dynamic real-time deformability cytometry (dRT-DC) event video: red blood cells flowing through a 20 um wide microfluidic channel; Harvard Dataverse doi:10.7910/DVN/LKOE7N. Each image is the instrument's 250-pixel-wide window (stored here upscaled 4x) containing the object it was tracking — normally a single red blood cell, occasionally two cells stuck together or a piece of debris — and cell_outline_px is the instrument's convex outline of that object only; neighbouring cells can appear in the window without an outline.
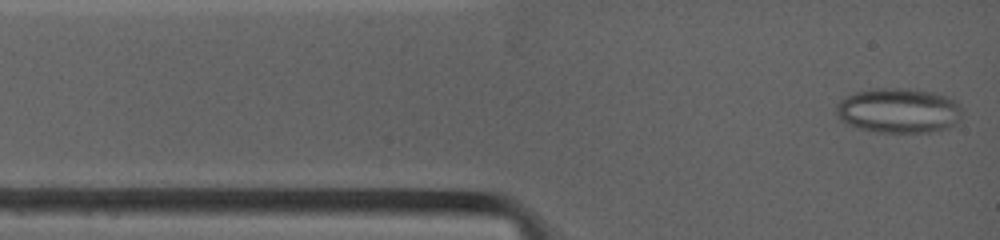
{"species": "common noctule bat (a hibernating species)", "species_latin": "Nyctalus noctula", "temperature_condition": "warm", "stored_images_in_passage": 41, "camera_frame_rate_fps": 4500, "um_per_image_px": 0.085, "animal": {"sex": "female", "body_mass_g": 19.0, "forearm_length_mm": 53.3}, "frame": {"image": 1, "passage_image": 1, "time_ms": 0.0, "image_size_px": [1000, 240], "cell_outline_px": [[964, 108], [960, 120], [956, 124], [948, 128], [928, 132], [880, 132], [856, 128], [840, 120], [836, 116], [836, 104], [840, 100], [856, 92], [876, 88], [908, 88], [932, 92], [956, 100]], "centroid_in_image_um": [76.41, 9.4], "position_along_channel_um": 8.6, "area_um2": 33.29}}
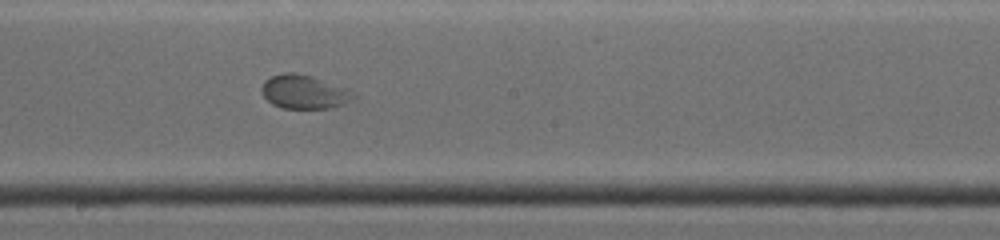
{"frame": {"image": 2, "passage_image": 20, "time_ms": 6.444, "image_size_px": [1000, 240], "cell_outline_px": [[360, 96], [344, 104], [332, 108], [284, 108], [272, 104], [264, 96], [260, 88], [264, 80], [272, 76], [284, 72], [296, 72], [312, 76], [344, 88]], "centroid_in_image_um": [25.85, 7.81], "position_along_channel_um": 222.4, "area_um2": 18.09}}
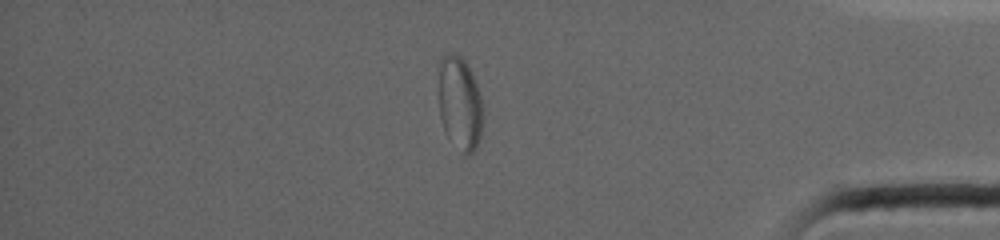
{"frame": {"image": 3, "passage_image": 36, "time_ms": 11.778, "image_size_px": [1000, 240], "cell_outline_px": [[480, 136], [476, 148], [468, 156], [464, 152], [444, 128], [440, 116], [440, 56], [452, 52], [460, 56], [468, 64], [476, 84], [480, 96]], "centroid_in_image_um": [39.07, 8.69], "position_along_channel_um": 396.1, "area_um2": 22.95}}